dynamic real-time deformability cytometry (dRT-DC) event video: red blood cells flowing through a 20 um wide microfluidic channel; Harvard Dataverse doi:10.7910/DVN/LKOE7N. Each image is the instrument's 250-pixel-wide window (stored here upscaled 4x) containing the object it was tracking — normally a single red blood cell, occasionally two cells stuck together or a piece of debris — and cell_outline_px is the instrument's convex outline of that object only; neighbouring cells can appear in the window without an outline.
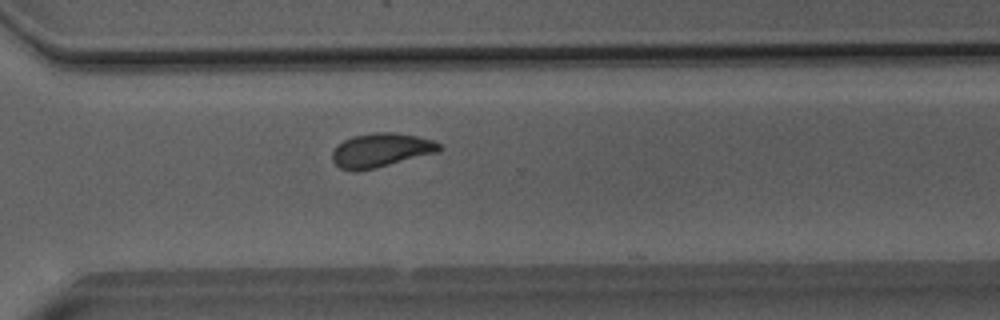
{"species": "Egyptian fruit bat (a non-hibernating species)", "species_latin": "Rousettus aegyptiacus", "temperature_condition": "room temperature", "stored_images_in_passage": 46, "camera_frame_rate_fps": 3000, "um_per_image_px": 0.085, "animal": {"sex": "male"}, "frame": {"image": 1, "passage_image": 32, "time_ms": 10.333, "image_size_px": [1000, 320], "cell_outline_px": [[444, 148], [436, 152], [376, 168], [356, 172], [340, 168], [332, 160], [332, 152], [344, 140], [352, 136], [372, 132], [392, 132], [416, 136], [432, 140], [440, 144]], "centroid_in_image_um": [32.36, 12.77], "position_along_channel_um": 338.2, "area_um2": 21.04}}
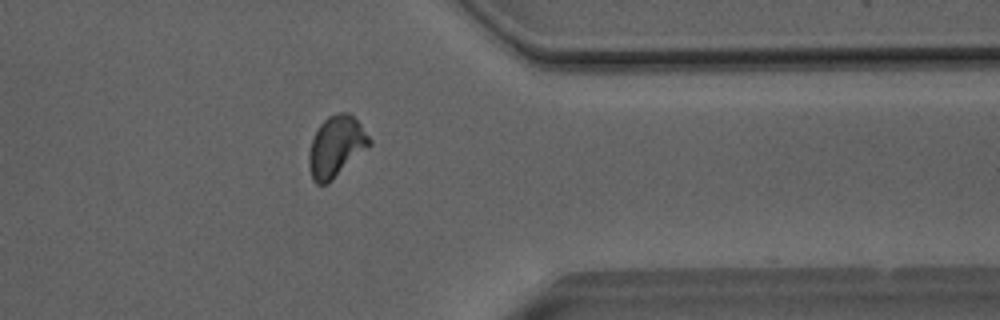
{"frame": {"image": 2, "passage_image": 36, "time_ms": 11.667, "image_size_px": [1000, 320], "cell_outline_px": [[372, 144], [368, 148], [328, 184], [316, 184], [312, 180], [308, 164], [308, 156], [312, 140], [320, 124], [328, 116], [336, 112], [348, 112], [360, 124], [372, 140]], "centroid_in_image_um": [28.57, 12.47], "position_along_channel_um": 382.8, "area_um2": 21.56}}
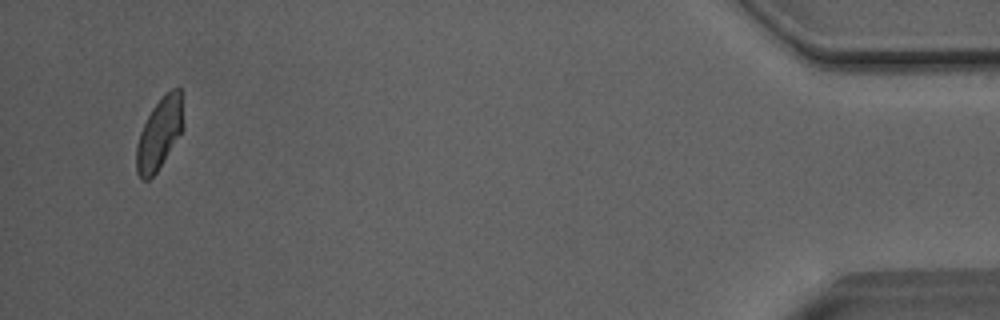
{"frame": {"image": 3, "passage_image": 44, "time_ms": 14.333, "image_size_px": [1000, 320], "cell_outline_px": [[184, 128], [156, 172], [148, 180], [140, 180], [136, 172], [136, 144], [140, 132], [152, 108], [172, 88], [180, 88], [184, 124]], "centroid_in_image_um": [13.54, 11.39], "position_along_channel_um": 421.7, "area_um2": 19.31}, "authors_computed_cell_mechanics": {"area_um2": 20.9525, "velocity_mm_per_s": 4.0576, "shape_relaxation_time_tau1_ms": null, "shape_relaxation_time_tau2_ms": 1.2582, "deformation_change_tau1": null, "deformation_change_tau2": 0.0689}}